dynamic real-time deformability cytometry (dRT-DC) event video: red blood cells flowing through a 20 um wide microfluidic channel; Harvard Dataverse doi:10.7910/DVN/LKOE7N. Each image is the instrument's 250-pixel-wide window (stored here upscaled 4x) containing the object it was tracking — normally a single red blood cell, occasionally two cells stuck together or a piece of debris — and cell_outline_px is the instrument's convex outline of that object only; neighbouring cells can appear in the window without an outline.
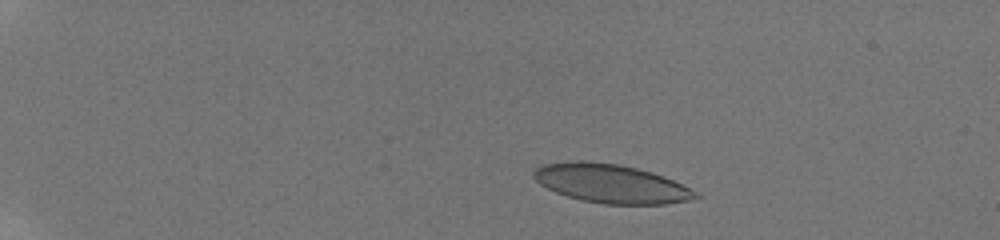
{"species": "human", "species_latin": "Homo sapiens", "temperature_condition": "room temperature", "stored_images_in_passage": 37, "camera_frame_rate_fps": 3000, "um_per_image_px": 0.085, "donor": {"sex": "male"}, "frame": {"image": 1, "passage_image": 11, "time_ms": 2.333, "image_size_px": [1000, 240], "cell_outline_px": [[704, 196], [688, 200], [664, 204], [604, 204], [580, 200], [556, 192], [540, 184], [532, 176], [532, 172], [536, 168], [544, 164], [568, 160], [584, 160], [620, 164], [652, 172], [664, 176]], "centroid_in_image_um": [51.9, 15.59], "position_along_channel_um": 33.1, "area_um2": 36.59}}
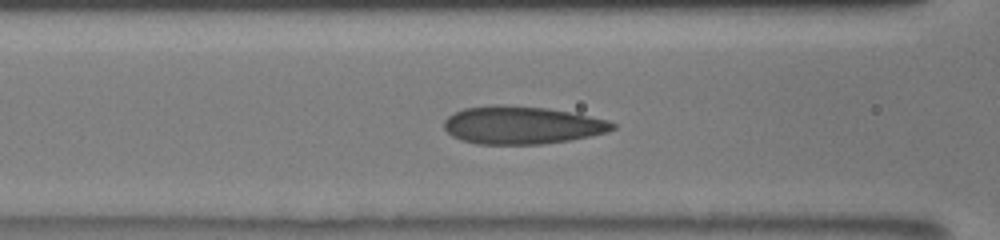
{"frame": {"image": 2, "passage_image": 25, "time_ms": 7.333, "image_size_px": [1000, 240], "cell_outline_px": [[616, 128], [608, 132], [568, 140], [540, 144], [476, 144], [460, 140], [452, 136], [444, 128], [444, 120], [452, 112], [464, 108], [492, 104], [496, 104], [548, 108], [608, 120], [616, 124]], "centroid_in_image_um": [44.31, 10.63], "position_along_channel_um": 122.3, "area_um2": 37.17}}
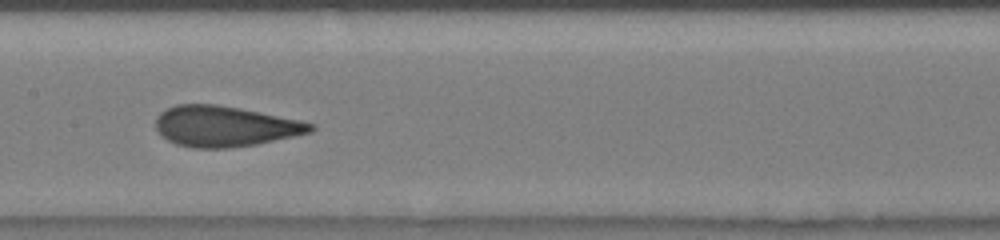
{"frame": {"image": 3, "passage_image": 36, "time_ms": 9.0, "image_size_px": [1000, 240], "cell_outline_px": [[316, 128], [312, 132], [256, 144], [228, 148], [192, 148], [176, 144], [160, 136], [156, 128], [156, 116], [160, 112], [176, 104], [216, 104], [240, 108], [300, 120], [316, 124]], "centroid_in_image_um": [19.1, 10.73], "position_along_channel_um": 188.3, "area_um2": 36.76}}